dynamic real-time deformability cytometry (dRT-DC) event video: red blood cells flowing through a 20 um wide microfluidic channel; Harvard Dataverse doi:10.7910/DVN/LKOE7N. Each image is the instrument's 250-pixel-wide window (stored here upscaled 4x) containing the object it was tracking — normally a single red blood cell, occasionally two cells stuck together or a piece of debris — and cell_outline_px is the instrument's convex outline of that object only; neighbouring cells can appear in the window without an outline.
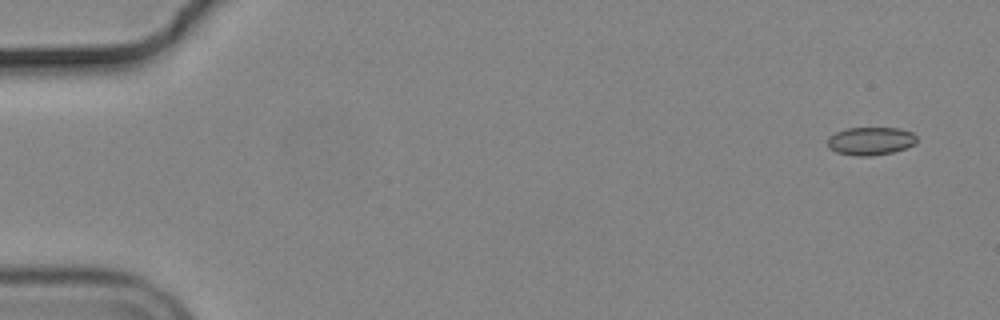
{"species": "common noctule bat (a hibernating species)", "species_latin": "Nyctalus noctula", "temperature_condition": "cold", "stored_images_in_passage": 54, "camera_frame_rate_fps": 3000, "um_per_image_px": 0.085, "animal": {"sex": "male", "body_mass_g": 19.2, "forearm_length_mm": 51.8}, "frame": {"image": 1, "passage_image": 1, "time_ms": 0.0, "image_size_px": [1000, 320], "cell_outline_px": [[916, 144], [892, 152], [872, 156], [856, 156], [836, 152], [828, 148], [828, 140], [836, 132], [848, 128], [900, 128], [912, 132], [916, 136]], "centroid_in_image_um": [74.02, 11.99], "position_along_channel_um": 11.0, "area_um2": 14.51}}
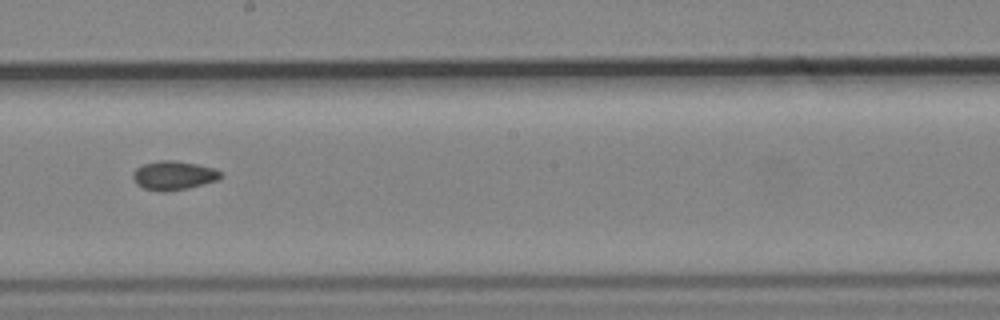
{"frame": {"image": 2, "passage_image": 30, "time_ms": 9.667, "image_size_px": [1000, 320], "cell_outline_px": [[224, 176], [216, 180], [188, 188], [164, 192], [160, 192], [144, 188], [136, 184], [132, 176], [132, 172], [136, 168], [144, 164], [160, 160], [172, 160], [196, 164], [212, 168], [220, 172]], "centroid_in_image_um": [14.72, 14.92], "position_along_channel_um": 233.5, "area_um2": 14.68}}
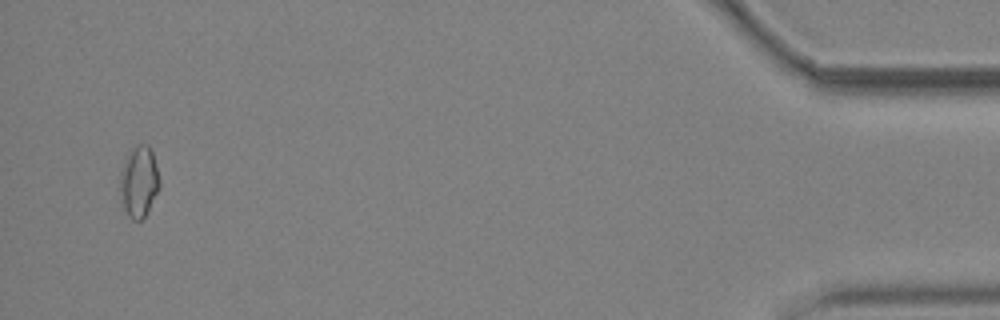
{"frame": {"image": 3, "passage_image": 52, "time_ms": 17.0, "image_size_px": [1000, 320], "cell_outline_px": [[160, 188], [144, 216], [140, 220], [132, 220], [128, 216], [124, 208], [120, 192], [120, 172], [124, 160], [128, 152], [136, 144], [148, 144], [152, 152], [160, 180]], "centroid_in_image_um": [11.8, 15.41], "position_along_channel_um": 423.4, "area_um2": 16.36}, "authors_computed_cell_mechanics": {"area_um2": 14.6523, "velocity_mm_per_s": 3.7072, "shape_relaxation_time_tau1_ms": null, "shape_relaxation_time_tau2_ms": 4.845, "deformation_change_tau1": null, "deformation_change_tau2": 0.0752}}